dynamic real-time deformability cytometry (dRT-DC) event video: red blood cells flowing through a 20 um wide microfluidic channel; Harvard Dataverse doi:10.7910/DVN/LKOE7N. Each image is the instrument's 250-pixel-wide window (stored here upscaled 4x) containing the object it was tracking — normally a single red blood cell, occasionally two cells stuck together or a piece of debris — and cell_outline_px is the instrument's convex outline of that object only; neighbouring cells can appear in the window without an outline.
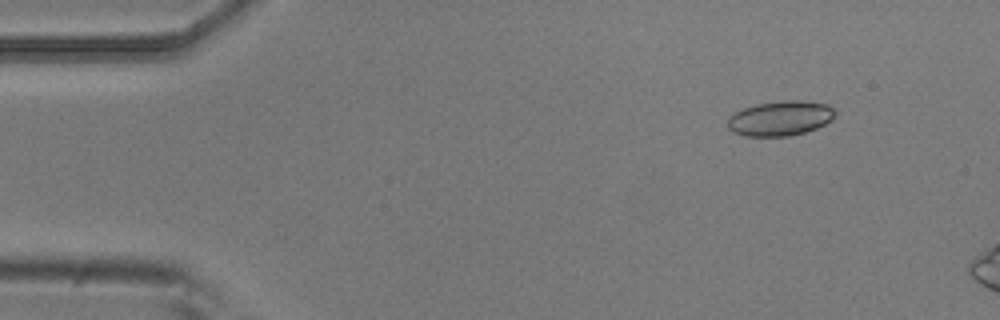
{"species": "common noctule bat (a hibernating species)", "species_latin": "Nyctalus noctula", "temperature_condition": "room temperature", "stored_images_in_passage": 4, "camera_frame_rate_fps": 3000, "um_per_image_px": 0.085, "animal": {"sex": "male", "body_mass_g": 20.5, "forearm_length_mm": 52.5}, "frame": {"image": 1, "passage_image": 2, "time_ms": 0.333, "image_size_px": [1000, 320], "cell_outline_px": [[836, 112], [832, 120], [816, 128], [804, 132], [788, 136], [744, 136], [728, 128], [728, 116], [744, 108], [756, 104], [784, 100], [800, 100], [828, 104]], "centroid_in_image_um": [66.33, 10.05], "position_along_channel_um": 18.7, "area_um2": 21.73}}